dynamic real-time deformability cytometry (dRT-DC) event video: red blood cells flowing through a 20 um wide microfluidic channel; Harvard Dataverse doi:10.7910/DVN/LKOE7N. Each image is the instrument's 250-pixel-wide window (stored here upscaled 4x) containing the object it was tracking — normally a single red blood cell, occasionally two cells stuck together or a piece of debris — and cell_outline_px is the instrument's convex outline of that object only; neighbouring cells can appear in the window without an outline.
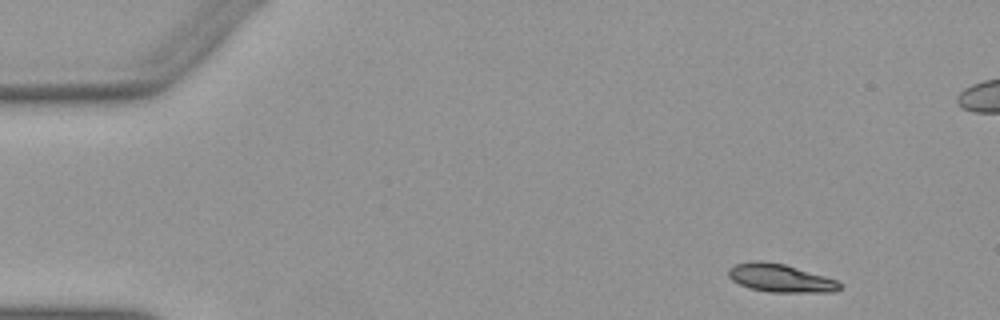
{"species": "Egyptian fruit bat (a non-hibernating species)", "species_latin": "Rousettus aegyptiacus", "temperature_condition": "warm", "stored_images_in_passage": 47, "camera_frame_rate_fps": 3000, "um_per_image_px": 0.085, "animal": {"sex": "female"}, "frame": {"image": 1, "passage_image": 1, "time_ms": 0.0, "image_size_px": [1000, 320], "cell_outline_px": [[840, 288], [836, 292], [768, 292], [752, 288], [740, 284], [732, 280], [728, 276], [728, 268], [736, 264], [752, 260], [760, 260], [784, 264], [824, 276], [836, 280], [840, 284]], "centroid_in_image_um": [66.3, 23.63], "position_along_channel_um": 18.7, "area_um2": 18.09}}
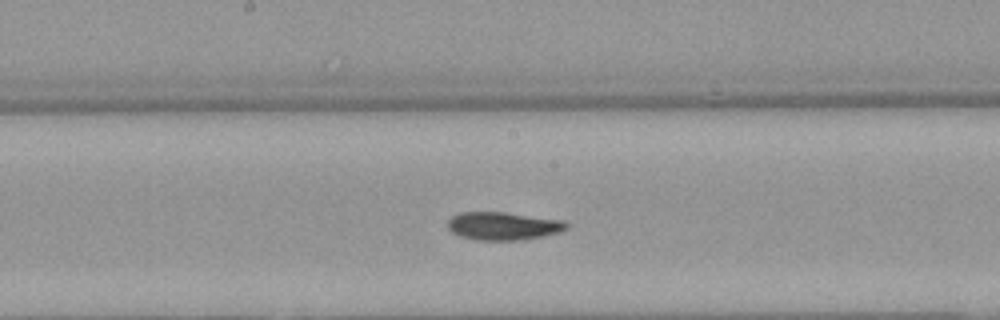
{"frame": {"image": 2, "passage_image": 23, "time_ms": 7.333, "image_size_px": [1000, 320], "cell_outline_px": [[568, 228], [560, 232], [544, 236], [520, 240], [476, 240], [460, 236], [452, 232], [448, 228], [448, 220], [452, 216], [460, 212], [504, 212], [564, 220], [568, 224]], "centroid_in_image_um": [42.78, 19.21], "position_along_channel_um": 205.4, "area_um2": 19.48}}
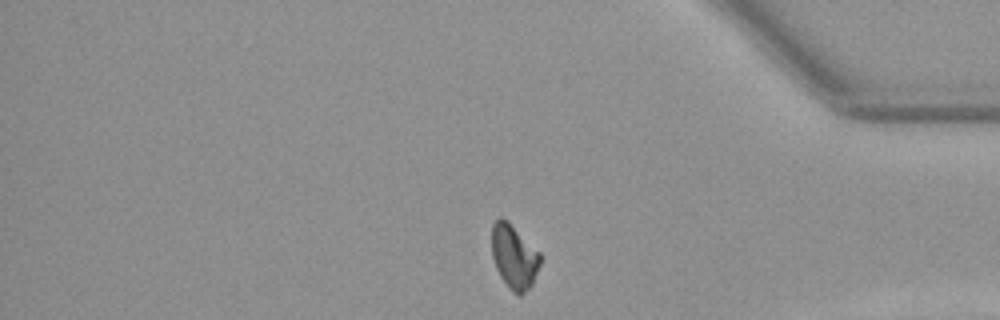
{"frame": {"image": 3, "passage_image": 39, "time_ms": 12.667, "image_size_px": [1000, 320], "cell_outline_px": [[540, 264], [532, 284], [520, 296], [512, 292], [500, 276], [496, 268], [492, 256], [492, 224], [500, 216], [508, 220], [540, 252]], "centroid_in_image_um": [43.69, 21.79], "position_along_channel_um": 391.5, "area_um2": 18.15}}